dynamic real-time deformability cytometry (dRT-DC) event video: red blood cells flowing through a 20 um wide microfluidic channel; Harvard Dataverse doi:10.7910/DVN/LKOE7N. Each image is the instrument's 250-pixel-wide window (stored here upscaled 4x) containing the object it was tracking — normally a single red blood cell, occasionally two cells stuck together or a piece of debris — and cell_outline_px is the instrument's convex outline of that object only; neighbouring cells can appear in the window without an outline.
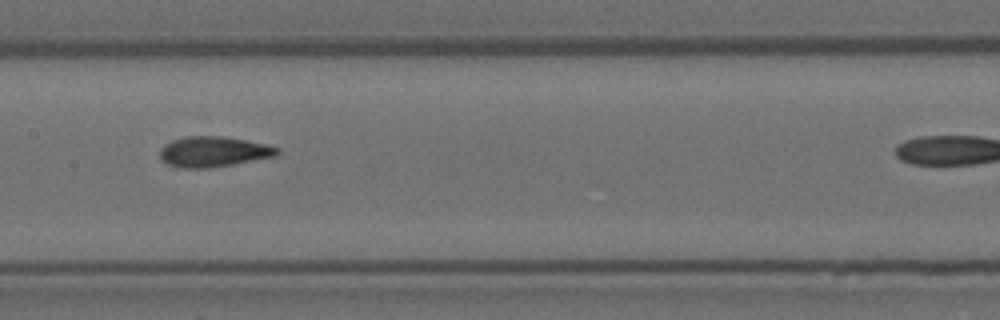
{"species": "Egyptian fruit bat (a non-hibernating species)", "species_latin": "Rousettus aegyptiacus", "temperature_condition": "room temperature", "stored_images_in_passage": 7, "camera_frame_rate_fps": 3000, "um_per_image_px": 0.085, "animal": {"sex": "female"}, "frame": {"image": 1, "passage_image": 6, "time_ms": 1.667, "image_size_px": [1000, 320], "cell_outline_px": [[280, 152], [276, 156], [232, 164], [208, 168], [184, 168], [168, 164], [160, 156], [160, 148], [164, 144], [172, 140], [184, 136], [224, 136], [264, 144], [280, 148]], "centroid_in_image_um": [18.13, 12.88], "position_along_channel_um": 189.3, "area_um2": 20.63}}